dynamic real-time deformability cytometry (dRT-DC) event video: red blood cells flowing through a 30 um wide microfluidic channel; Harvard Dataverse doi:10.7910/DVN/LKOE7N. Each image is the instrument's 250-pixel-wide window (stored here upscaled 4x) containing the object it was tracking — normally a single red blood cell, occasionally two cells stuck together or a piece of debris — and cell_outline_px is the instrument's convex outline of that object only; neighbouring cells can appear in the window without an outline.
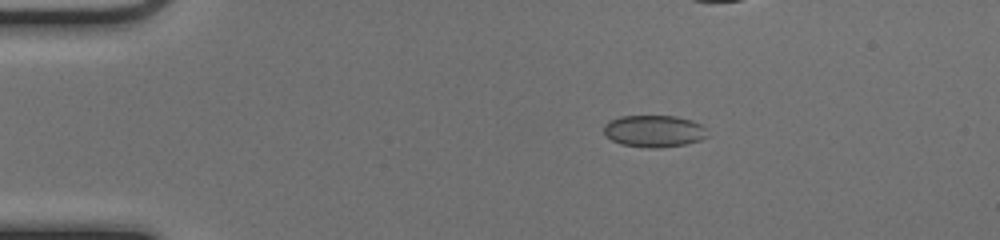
{"species": "common noctule bat (a hibernating species)", "species_latin": "Nyctalus noctula", "temperature_condition": "cold", "stored_images_in_passage": 43, "camera_frame_rate_fps": 3000, "um_per_image_px": 0.085, "animal": {"sex": "female", "body_mass_g": 17.0, "forearm_length_mm": 48.0}, "frame": {"image": 1, "passage_image": 1, "time_ms": 0.0, "image_size_px": [1000, 240], "cell_outline_px": [[708, 136], [700, 140], [684, 144], [660, 148], [648, 148], [620, 144], [612, 140], [604, 132], [604, 124], [608, 120], [620, 116], [676, 116], [692, 120], [700, 124], [704, 128]], "centroid_in_image_um": [55.57, 11.14], "position_along_channel_um": 29.4, "area_um2": 19.31}}
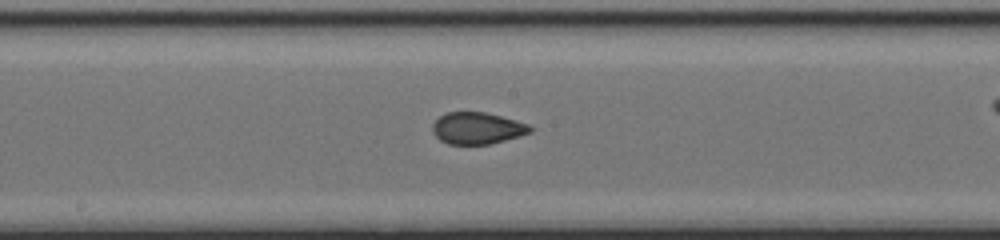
{"frame": {"image": 2, "passage_image": 19, "time_ms": 6.0, "image_size_px": [1000, 240], "cell_outline_px": [[532, 132], [520, 136], [488, 144], [448, 144], [440, 140], [432, 132], [432, 124], [440, 116], [448, 112], [484, 112], [516, 120], [528, 124], [532, 128]], "centroid_in_image_um": [40.56, 10.9], "position_along_channel_um": 207.6, "area_um2": 17.98}}
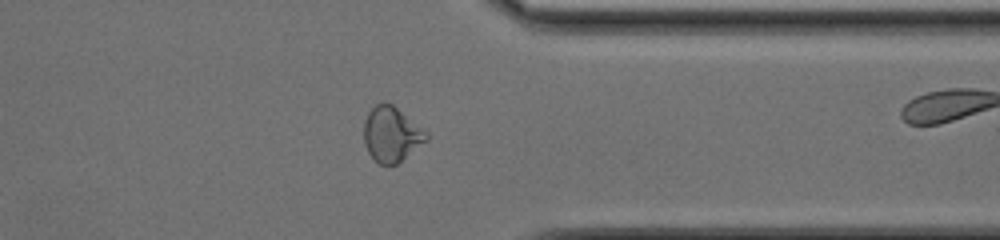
{"frame": {"image": 3, "passage_image": 32, "time_ms": 10.333, "image_size_px": [1000, 240], "cell_outline_px": [[428, 140], [396, 164], [380, 164], [372, 160], [364, 144], [364, 120], [368, 112], [376, 104], [392, 104], [428, 132]], "centroid_in_image_um": [33.26, 11.43], "position_along_channel_um": 378.1, "area_um2": 19.94}, "authors_computed_cell_mechanics": {"area_um2": 19.0162, "velocity_mm_per_s": 4.0493, "shape_relaxation_time_tau1_ms": null, "shape_relaxation_time_tau2_ms": 0.9462, "deformation_change_tau1": null, "deformation_change_tau2": 0.0458}}